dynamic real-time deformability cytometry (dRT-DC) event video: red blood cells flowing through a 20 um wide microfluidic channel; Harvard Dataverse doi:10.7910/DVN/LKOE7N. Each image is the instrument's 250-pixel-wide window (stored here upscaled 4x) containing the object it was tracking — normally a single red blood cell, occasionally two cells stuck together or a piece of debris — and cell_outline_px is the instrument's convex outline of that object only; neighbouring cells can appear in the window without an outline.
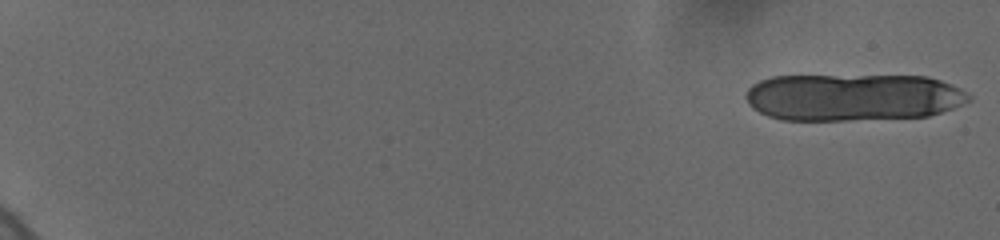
{"species": "human", "species_latin": "Homo sapiens", "temperature_condition": "cold", "stored_images_in_passage": 11, "camera_frame_rate_fps": 3000, "um_per_image_px": 0.085, "donor": {"sex": "female"}, "frame": {"image": 1, "passage_image": 1, "time_ms": 0.0, "image_size_px": [1000, 240], "cell_outline_px": [[972, 100], [964, 104], [928, 116], [848, 120], [784, 120], [768, 116], [752, 108], [748, 104], [744, 96], [748, 88], [752, 84], [760, 80], [772, 76], [928, 76], [952, 84], [960, 88], [972, 96]], "centroid_in_image_um": [72.5, 8.26], "position_along_channel_um": 12.5, "area_um2": 61.61}}